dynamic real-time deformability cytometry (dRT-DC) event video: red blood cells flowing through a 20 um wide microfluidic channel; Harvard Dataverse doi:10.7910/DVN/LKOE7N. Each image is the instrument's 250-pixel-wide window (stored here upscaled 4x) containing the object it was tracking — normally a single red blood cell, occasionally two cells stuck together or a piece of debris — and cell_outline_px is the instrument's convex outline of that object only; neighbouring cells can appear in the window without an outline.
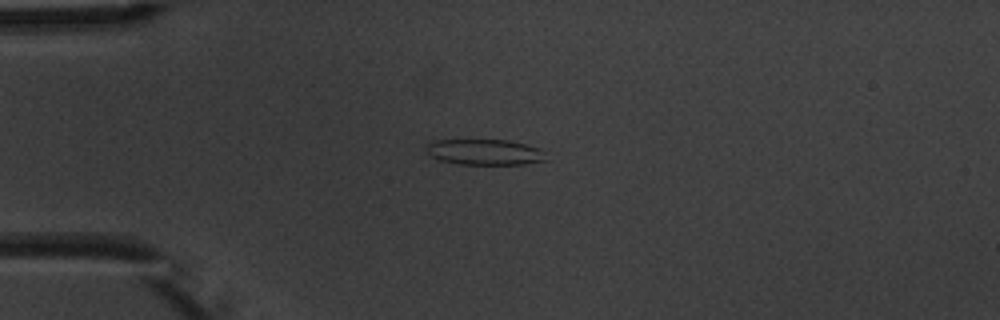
{"species": "common noctule bat (a hibernating species)", "species_latin": "Nyctalus noctula", "temperature_condition": "warm", "stored_images_in_passage": 9, "camera_frame_rate_fps": 3000, "um_per_image_px": 0.085, "animal": {"sex": "male", "body_mass_g": 20.1, "forearm_length_mm": 53.5}, "frame": {"image": 1, "passage_image": 4, "time_ms": 3.333, "image_size_px": [1000, 320], "cell_outline_px": [[548, 160], [524, 164], [456, 164], [440, 160], [432, 156], [424, 148], [428, 144], [436, 140], [508, 140], [540, 148], [544, 152]], "centroid_in_image_um": [41.22, 12.93], "position_along_channel_um": 43.8, "area_um2": 17.92}}
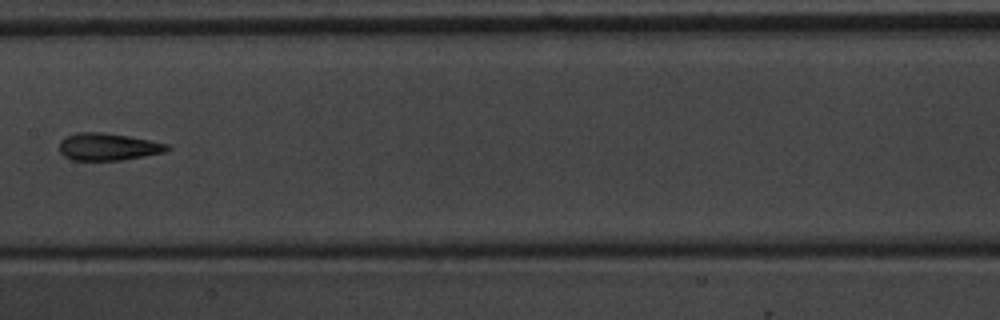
{"frame": {"image": 2, "passage_image": 8, "time_ms": 8.0, "image_size_px": [1000, 320], "cell_outline_px": [[172, 148], [164, 152], [144, 156], [120, 160], [72, 160], [64, 156], [60, 152], [60, 140], [76, 132], [104, 132], [128, 136], [168, 144]], "centroid_in_image_um": [9.17, 12.47], "position_along_channel_um": 198.2, "area_um2": 17.05}}
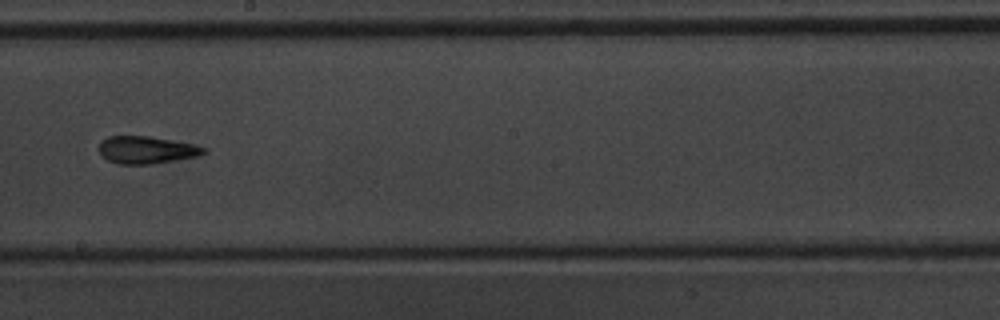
{"frame": {"image": 3, "passage_image": 9, "time_ms": 9.0, "image_size_px": [1000, 320], "cell_outline_px": [[208, 152], [200, 156], [148, 164], [120, 164], [108, 160], [100, 156], [100, 140], [108, 136], [148, 136], [192, 144], [208, 148]], "centroid_in_image_um": [12.45, 12.74], "position_along_channel_um": 235.7, "area_um2": 16.7}}